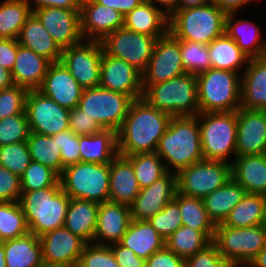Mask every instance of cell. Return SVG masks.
Returning a JSON list of instances; mask_svg holds the SVG:
<instances>
[{
    "mask_svg": "<svg viewBox=\"0 0 266 267\" xmlns=\"http://www.w3.org/2000/svg\"><path fill=\"white\" fill-rule=\"evenodd\" d=\"M172 116L151 106L143 98L134 100L117 132L118 154L130 156L156 152Z\"/></svg>",
    "mask_w": 266,
    "mask_h": 267,
    "instance_id": "6da1fadb",
    "label": "cell"
},
{
    "mask_svg": "<svg viewBox=\"0 0 266 267\" xmlns=\"http://www.w3.org/2000/svg\"><path fill=\"white\" fill-rule=\"evenodd\" d=\"M156 153L174 167L176 174L204 160L197 116H172Z\"/></svg>",
    "mask_w": 266,
    "mask_h": 267,
    "instance_id": "7a4b0ae2",
    "label": "cell"
},
{
    "mask_svg": "<svg viewBox=\"0 0 266 267\" xmlns=\"http://www.w3.org/2000/svg\"><path fill=\"white\" fill-rule=\"evenodd\" d=\"M21 192L19 203L30 233L40 237L64 226L70 197L62 190L60 181L51 187Z\"/></svg>",
    "mask_w": 266,
    "mask_h": 267,
    "instance_id": "3957f363",
    "label": "cell"
},
{
    "mask_svg": "<svg viewBox=\"0 0 266 267\" xmlns=\"http://www.w3.org/2000/svg\"><path fill=\"white\" fill-rule=\"evenodd\" d=\"M226 14L213 2L175 11L168 21V31L176 38L209 45L222 36Z\"/></svg>",
    "mask_w": 266,
    "mask_h": 267,
    "instance_id": "277c9868",
    "label": "cell"
},
{
    "mask_svg": "<svg viewBox=\"0 0 266 267\" xmlns=\"http://www.w3.org/2000/svg\"><path fill=\"white\" fill-rule=\"evenodd\" d=\"M142 98L156 109L171 116H197V77L186 73L168 81L147 86Z\"/></svg>",
    "mask_w": 266,
    "mask_h": 267,
    "instance_id": "5b68a950",
    "label": "cell"
},
{
    "mask_svg": "<svg viewBox=\"0 0 266 267\" xmlns=\"http://www.w3.org/2000/svg\"><path fill=\"white\" fill-rule=\"evenodd\" d=\"M238 75L237 72L212 67L197 74L200 113L237 111L241 107V81Z\"/></svg>",
    "mask_w": 266,
    "mask_h": 267,
    "instance_id": "8992f818",
    "label": "cell"
},
{
    "mask_svg": "<svg viewBox=\"0 0 266 267\" xmlns=\"http://www.w3.org/2000/svg\"><path fill=\"white\" fill-rule=\"evenodd\" d=\"M70 197L103 203L109 201L110 163L79 162L66 166L59 177Z\"/></svg>",
    "mask_w": 266,
    "mask_h": 267,
    "instance_id": "52a82bcc",
    "label": "cell"
},
{
    "mask_svg": "<svg viewBox=\"0 0 266 267\" xmlns=\"http://www.w3.org/2000/svg\"><path fill=\"white\" fill-rule=\"evenodd\" d=\"M204 160L225 161L236 157L237 111L197 115Z\"/></svg>",
    "mask_w": 266,
    "mask_h": 267,
    "instance_id": "ba28073f",
    "label": "cell"
},
{
    "mask_svg": "<svg viewBox=\"0 0 266 267\" xmlns=\"http://www.w3.org/2000/svg\"><path fill=\"white\" fill-rule=\"evenodd\" d=\"M212 242L231 266H247L266 246V225L236 228L217 224Z\"/></svg>",
    "mask_w": 266,
    "mask_h": 267,
    "instance_id": "9c48e42d",
    "label": "cell"
},
{
    "mask_svg": "<svg viewBox=\"0 0 266 267\" xmlns=\"http://www.w3.org/2000/svg\"><path fill=\"white\" fill-rule=\"evenodd\" d=\"M133 101L126 94L97 86L83 89L78 107L102 129L118 132Z\"/></svg>",
    "mask_w": 266,
    "mask_h": 267,
    "instance_id": "30bf717a",
    "label": "cell"
},
{
    "mask_svg": "<svg viewBox=\"0 0 266 267\" xmlns=\"http://www.w3.org/2000/svg\"><path fill=\"white\" fill-rule=\"evenodd\" d=\"M231 163L202 160L176 174L177 192L204 199L231 179Z\"/></svg>",
    "mask_w": 266,
    "mask_h": 267,
    "instance_id": "8fae6325",
    "label": "cell"
},
{
    "mask_svg": "<svg viewBox=\"0 0 266 267\" xmlns=\"http://www.w3.org/2000/svg\"><path fill=\"white\" fill-rule=\"evenodd\" d=\"M159 37L162 36H147L123 26L106 35L100 42L105 54L124 60L143 73Z\"/></svg>",
    "mask_w": 266,
    "mask_h": 267,
    "instance_id": "7c38bea8",
    "label": "cell"
},
{
    "mask_svg": "<svg viewBox=\"0 0 266 267\" xmlns=\"http://www.w3.org/2000/svg\"><path fill=\"white\" fill-rule=\"evenodd\" d=\"M103 47L100 41L84 39L62 50L61 62L83 89L99 86Z\"/></svg>",
    "mask_w": 266,
    "mask_h": 267,
    "instance_id": "4fadbf2b",
    "label": "cell"
},
{
    "mask_svg": "<svg viewBox=\"0 0 266 267\" xmlns=\"http://www.w3.org/2000/svg\"><path fill=\"white\" fill-rule=\"evenodd\" d=\"M25 112L30 132L53 136L69 129L70 110L61 107L39 90H28Z\"/></svg>",
    "mask_w": 266,
    "mask_h": 267,
    "instance_id": "5bb4252c",
    "label": "cell"
},
{
    "mask_svg": "<svg viewBox=\"0 0 266 267\" xmlns=\"http://www.w3.org/2000/svg\"><path fill=\"white\" fill-rule=\"evenodd\" d=\"M186 74L180 54V39L169 31L156 40L152 56L142 73L143 90L152 84L168 81Z\"/></svg>",
    "mask_w": 266,
    "mask_h": 267,
    "instance_id": "9a60e30c",
    "label": "cell"
},
{
    "mask_svg": "<svg viewBox=\"0 0 266 267\" xmlns=\"http://www.w3.org/2000/svg\"><path fill=\"white\" fill-rule=\"evenodd\" d=\"M44 265L77 267L87 244L64 226L48 231L39 237Z\"/></svg>",
    "mask_w": 266,
    "mask_h": 267,
    "instance_id": "2e32d148",
    "label": "cell"
},
{
    "mask_svg": "<svg viewBox=\"0 0 266 267\" xmlns=\"http://www.w3.org/2000/svg\"><path fill=\"white\" fill-rule=\"evenodd\" d=\"M32 13L62 50L84 40L81 32L80 10L42 7L33 10Z\"/></svg>",
    "mask_w": 266,
    "mask_h": 267,
    "instance_id": "e0dca14e",
    "label": "cell"
},
{
    "mask_svg": "<svg viewBox=\"0 0 266 267\" xmlns=\"http://www.w3.org/2000/svg\"><path fill=\"white\" fill-rule=\"evenodd\" d=\"M99 86L110 91L120 92L133 100L142 98V73L124 60L103 52Z\"/></svg>",
    "mask_w": 266,
    "mask_h": 267,
    "instance_id": "ac0fdd59",
    "label": "cell"
},
{
    "mask_svg": "<svg viewBox=\"0 0 266 267\" xmlns=\"http://www.w3.org/2000/svg\"><path fill=\"white\" fill-rule=\"evenodd\" d=\"M266 154V111L237 110L236 156Z\"/></svg>",
    "mask_w": 266,
    "mask_h": 267,
    "instance_id": "d6986e66",
    "label": "cell"
},
{
    "mask_svg": "<svg viewBox=\"0 0 266 267\" xmlns=\"http://www.w3.org/2000/svg\"><path fill=\"white\" fill-rule=\"evenodd\" d=\"M177 192L176 173L167 172L149 187L140 189L129 205L132 220H148L174 199Z\"/></svg>",
    "mask_w": 266,
    "mask_h": 267,
    "instance_id": "ffe728a7",
    "label": "cell"
},
{
    "mask_svg": "<svg viewBox=\"0 0 266 267\" xmlns=\"http://www.w3.org/2000/svg\"><path fill=\"white\" fill-rule=\"evenodd\" d=\"M38 90L68 110L78 106L83 92V88L61 61L50 64Z\"/></svg>",
    "mask_w": 266,
    "mask_h": 267,
    "instance_id": "44dd1931",
    "label": "cell"
},
{
    "mask_svg": "<svg viewBox=\"0 0 266 267\" xmlns=\"http://www.w3.org/2000/svg\"><path fill=\"white\" fill-rule=\"evenodd\" d=\"M131 221L128 205L111 201L100 203L92 243L106 246L110 243H119Z\"/></svg>",
    "mask_w": 266,
    "mask_h": 267,
    "instance_id": "7402d4cb",
    "label": "cell"
},
{
    "mask_svg": "<svg viewBox=\"0 0 266 267\" xmlns=\"http://www.w3.org/2000/svg\"><path fill=\"white\" fill-rule=\"evenodd\" d=\"M80 21L83 38L90 37V40L98 41L124 26V16L119 11L94 0H82Z\"/></svg>",
    "mask_w": 266,
    "mask_h": 267,
    "instance_id": "603a6c76",
    "label": "cell"
},
{
    "mask_svg": "<svg viewBox=\"0 0 266 267\" xmlns=\"http://www.w3.org/2000/svg\"><path fill=\"white\" fill-rule=\"evenodd\" d=\"M52 62L29 48L18 45L16 61L11 70L15 85L38 90Z\"/></svg>",
    "mask_w": 266,
    "mask_h": 267,
    "instance_id": "cb8c5ba5",
    "label": "cell"
},
{
    "mask_svg": "<svg viewBox=\"0 0 266 267\" xmlns=\"http://www.w3.org/2000/svg\"><path fill=\"white\" fill-rule=\"evenodd\" d=\"M241 77V107L266 111V56L252 58Z\"/></svg>",
    "mask_w": 266,
    "mask_h": 267,
    "instance_id": "d4e9b609",
    "label": "cell"
},
{
    "mask_svg": "<svg viewBox=\"0 0 266 267\" xmlns=\"http://www.w3.org/2000/svg\"><path fill=\"white\" fill-rule=\"evenodd\" d=\"M231 163L232 178L248 194L266 195V154L236 156Z\"/></svg>",
    "mask_w": 266,
    "mask_h": 267,
    "instance_id": "484cf974",
    "label": "cell"
},
{
    "mask_svg": "<svg viewBox=\"0 0 266 267\" xmlns=\"http://www.w3.org/2000/svg\"><path fill=\"white\" fill-rule=\"evenodd\" d=\"M139 192L132 164L118 154L110 163L109 201L129 206Z\"/></svg>",
    "mask_w": 266,
    "mask_h": 267,
    "instance_id": "4316f807",
    "label": "cell"
},
{
    "mask_svg": "<svg viewBox=\"0 0 266 267\" xmlns=\"http://www.w3.org/2000/svg\"><path fill=\"white\" fill-rule=\"evenodd\" d=\"M4 246L6 267H42V245L38 236L27 233L21 237L0 242Z\"/></svg>",
    "mask_w": 266,
    "mask_h": 267,
    "instance_id": "83f0119b",
    "label": "cell"
},
{
    "mask_svg": "<svg viewBox=\"0 0 266 267\" xmlns=\"http://www.w3.org/2000/svg\"><path fill=\"white\" fill-rule=\"evenodd\" d=\"M119 243L145 261L165 247V239L147 220H132Z\"/></svg>",
    "mask_w": 266,
    "mask_h": 267,
    "instance_id": "f1b7e54d",
    "label": "cell"
},
{
    "mask_svg": "<svg viewBox=\"0 0 266 267\" xmlns=\"http://www.w3.org/2000/svg\"><path fill=\"white\" fill-rule=\"evenodd\" d=\"M17 41L23 47L31 49L51 62L61 60L62 49L33 13L20 30Z\"/></svg>",
    "mask_w": 266,
    "mask_h": 267,
    "instance_id": "f546056e",
    "label": "cell"
},
{
    "mask_svg": "<svg viewBox=\"0 0 266 267\" xmlns=\"http://www.w3.org/2000/svg\"><path fill=\"white\" fill-rule=\"evenodd\" d=\"M168 21L161 8L144 1L124 16V27L147 36H164L168 32Z\"/></svg>",
    "mask_w": 266,
    "mask_h": 267,
    "instance_id": "4dcf8cb0",
    "label": "cell"
},
{
    "mask_svg": "<svg viewBox=\"0 0 266 267\" xmlns=\"http://www.w3.org/2000/svg\"><path fill=\"white\" fill-rule=\"evenodd\" d=\"M82 162L108 164L118 155L117 132L102 129L93 135L79 136Z\"/></svg>",
    "mask_w": 266,
    "mask_h": 267,
    "instance_id": "1f68e13d",
    "label": "cell"
},
{
    "mask_svg": "<svg viewBox=\"0 0 266 267\" xmlns=\"http://www.w3.org/2000/svg\"><path fill=\"white\" fill-rule=\"evenodd\" d=\"M99 203L70 198L64 227L79 236L86 243H91L96 229Z\"/></svg>",
    "mask_w": 266,
    "mask_h": 267,
    "instance_id": "d6a6232c",
    "label": "cell"
},
{
    "mask_svg": "<svg viewBox=\"0 0 266 267\" xmlns=\"http://www.w3.org/2000/svg\"><path fill=\"white\" fill-rule=\"evenodd\" d=\"M234 15L235 13L226 14L224 33L232 38L250 59L266 56V43L259 42L261 31L256 24L243 19L233 23Z\"/></svg>",
    "mask_w": 266,
    "mask_h": 267,
    "instance_id": "836d02e7",
    "label": "cell"
},
{
    "mask_svg": "<svg viewBox=\"0 0 266 267\" xmlns=\"http://www.w3.org/2000/svg\"><path fill=\"white\" fill-rule=\"evenodd\" d=\"M245 189L231 179L220 188L207 195L203 201L205 209L215 225L224 223L231 210L245 196Z\"/></svg>",
    "mask_w": 266,
    "mask_h": 267,
    "instance_id": "e575fe53",
    "label": "cell"
},
{
    "mask_svg": "<svg viewBox=\"0 0 266 267\" xmlns=\"http://www.w3.org/2000/svg\"><path fill=\"white\" fill-rule=\"evenodd\" d=\"M266 223V195L246 193L231 210L224 224L229 227L248 228Z\"/></svg>",
    "mask_w": 266,
    "mask_h": 267,
    "instance_id": "d590c367",
    "label": "cell"
},
{
    "mask_svg": "<svg viewBox=\"0 0 266 267\" xmlns=\"http://www.w3.org/2000/svg\"><path fill=\"white\" fill-rule=\"evenodd\" d=\"M215 231H199L182 225L165 239V246L186 259L212 243Z\"/></svg>",
    "mask_w": 266,
    "mask_h": 267,
    "instance_id": "8d00e7d4",
    "label": "cell"
},
{
    "mask_svg": "<svg viewBox=\"0 0 266 267\" xmlns=\"http://www.w3.org/2000/svg\"><path fill=\"white\" fill-rule=\"evenodd\" d=\"M212 68L237 72L238 68L250 58L245 55L236 42L225 33L208 45Z\"/></svg>",
    "mask_w": 266,
    "mask_h": 267,
    "instance_id": "74e56055",
    "label": "cell"
},
{
    "mask_svg": "<svg viewBox=\"0 0 266 267\" xmlns=\"http://www.w3.org/2000/svg\"><path fill=\"white\" fill-rule=\"evenodd\" d=\"M26 142L33 161L51 168L59 176L62 174L65 167L62 165L61 153L60 148L57 147L56 135L47 136L30 132Z\"/></svg>",
    "mask_w": 266,
    "mask_h": 267,
    "instance_id": "f35d334b",
    "label": "cell"
},
{
    "mask_svg": "<svg viewBox=\"0 0 266 267\" xmlns=\"http://www.w3.org/2000/svg\"><path fill=\"white\" fill-rule=\"evenodd\" d=\"M32 14L26 0H5L0 4V38L17 39L27 18Z\"/></svg>",
    "mask_w": 266,
    "mask_h": 267,
    "instance_id": "ab89813d",
    "label": "cell"
},
{
    "mask_svg": "<svg viewBox=\"0 0 266 267\" xmlns=\"http://www.w3.org/2000/svg\"><path fill=\"white\" fill-rule=\"evenodd\" d=\"M131 164L140 189L149 187L156 180L171 172L156 152L124 156Z\"/></svg>",
    "mask_w": 266,
    "mask_h": 267,
    "instance_id": "60d3db41",
    "label": "cell"
},
{
    "mask_svg": "<svg viewBox=\"0 0 266 267\" xmlns=\"http://www.w3.org/2000/svg\"><path fill=\"white\" fill-rule=\"evenodd\" d=\"M174 200L179 204L182 225L199 231H215L216 225L209 217L203 199L176 192Z\"/></svg>",
    "mask_w": 266,
    "mask_h": 267,
    "instance_id": "b9f144b4",
    "label": "cell"
},
{
    "mask_svg": "<svg viewBox=\"0 0 266 267\" xmlns=\"http://www.w3.org/2000/svg\"><path fill=\"white\" fill-rule=\"evenodd\" d=\"M29 233V226L19 202H0V242Z\"/></svg>",
    "mask_w": 266,
    "mask_h": 267,
    "instance_id": "7bdbcfd3",
    "label": "cell"
},
{
    "mask_svg": "<svg viewBox=\"0 0 266 267\" xmlns=\"http://www.w3.org/2000/svg\"><path fill=\"white\" fill-rule=\"evenodd\" d=\"M180 54L186 73L197 75L211 68L206 44L180 39Z\"/></svg>",
    "mask_w": 266,
    "mask_h": 267,
    "instance_id": "ee69618b",
    "label": "cell"
},
{
    "mask_svg": "<svg viewBox=\"0 0 266 267\" xmlns=\"http://www.w3.org/2000/svg\"><path fill=\"white\" fill-rule=\"evenodd\" d=\"M59 177L51 168L32 160L20 177L21 191H35L54 186L59 182Z\"/></svg>",
    "mask_w": 266,
    "mask_h": 267,
    "instance_id": "f6af8a7d",
    "label": "cell"
},
{
    "mask_svg": "<svg viewBox=\"0 0 266 267\" xmlns=\"http://www.w3.org/2000/svg\"><path fill=\"white\" fill-rule=\"evenodd\" d=\"M31 161L27 142L11 143L0 147V166L7 168L19 177H21Z\"/></svg>",
    "mask_w": 266,
    "mask_h": 267,
    "instance_id": "bcb514c9",
    "label": "cell"
},
{
    "mask_svg": "<svg viewBox=\"0 0 266 267\" xmlns=\"http://www.w3.org/2000/svg\"><path fill=\"white\" fill-rule=\"evenodd\" d=\"M29 134L26 112L0 120V147L11 143L26 142Z\"/></svg>",
    "mask_w": 266,
    "mask_h": 267,
    "instance_id": "7dc6e473",
    "label": "cell"
},
{
    "mask_svg": "<svg viewBox=\"0 0 266 267\" xmlns=\"http://www.w3.org/2000/svg\"><path fill=\"white\" fill-rule=\"evenodd\" d=\"M147 221L164 239H167L182 226L179 204L173 199Z\"/></svg>",
    "mask_w": 266,
    "mask_h": 267,
    "instance_id": "c3c4849f",
    "label": "cell"
},
{
    "mask_svg": "<svg viewBox=\"0 0 266 267\" xmlns=\"http://www.w3.org/2000/svg\"><path fill=\"white\" fill-rule=\"evenodd\" d=\"M77 267H120L111 248L106 245L87 243Z\"/></svg>",
    "mask_w": 266,
    "mask_h": 267,
    "instance_id": "681fc988",
    "label": "cell"
},
{
    "mask_svg": "<svg viewBox=\"0 0 266 267\" xmlns=\"http://www.w3.org/2000/svg\"><path fill=\"white\" fill-rule=\"evenodd\" d=\"M27 93L26 88L15 84L0 90V120L24 113Z\"/></svg>",
    "mask_w": 266,
    "mask_h": 267,
    "instance_id": "f907efd6",
    "label": "cell"
},
{
    "mask_svg": "<svg viewBox=\"0 0 266 267\" xmlns=\"http://www.w3.org/2000/svg\"><path fill=\"white\" fill-rule=\"evenodd\" d=\"M56 142L64 167L81 162L79 135L68 129L56 134Z\"/></svg>",
    "mask_w": 266,
    "mask_h": 267,
    "instance_id": "816d5d0a",
    "label": "cell"
},
{
    "mask_svg": "<svg viewBox=\"0 0 266 267\" xmlns=\"http://www.w3.org/2000/svg\"><path fill=\"white\" fill-rule=\"evenodd\" d=\"M184 267H231L212 242L205 249L184 259Z\"/></svg>",
    "mask_w": 266,
    "mask_h": 267,
    "instance_id": "f5cc1de1",
    "label": "cell"
},
{
    "mask_svg": "<svg viewBox=\"0 0 266 267\" xmlns=\"http://www.w3.org/2000/svg\"><path fill=\"white\" fill-rule=\"evenodd\" d=\"M21 194L20 177L0 166V202H19Z\"/></svg>",
    "mask_w": 266,
    "mask_h": 267,
    "instance_id": "db71d44e",
    "label": "cell"
},
{
    "mask_svg": "<svg viewBox=\"0 0 266 267\" xmlns=\"http://www.w3.org/2000/svg\"><path fill=\"white\" fill-rule=\"evenodd\" d=\"M69 129L76 135H93L102 128L90 117L84 114L78 106L69 112Z\"/></svg>",
    "mask_w": 266,
    "mask_h": 267,
    "instance_id": "11a10c76",
    "label": "cell"
},
{
    "mask_svg": "<svg viewBox=\"0 0 266 267\" xmlns=\"http://www.w3.org/2000/svg\"><path fill=\"white\" fill-rule=\"evenodd\" d=\"M145 267H184V259L165 246L146 260Z\"/></svg>",
    "mask_w": 266,
    "mask_h": 267,
    "instance_id": "9f6ffc18",
    "label": "cell"
},
{
    "mask_svg": "<svg viewBox=\"0 0 266 267\" xmlns=\"http://www.w3.org/2000/svg\"><path fill=\"white\" fill-rule=\"evenodd\" d=\"M109 247L120 267H145L146 261L138 257L131 249L120 243L110 244Z\"/></svg>",
    "mask_w": 266,
    "mask_h": 267,
    "instance_id": "6f0895ef",
    "label": "cell"
},
{
    "mask_svg": "<svg viewBox=\"0 0 266 267\" xmlns=\"http://www.w3.org/2000/svg\"><path fill=\"white\" fill-rule=\"evenodd\" d=\"M18 45L17 39L0 38V64L10 71L15 65Z\"/></svg>",
    "mask_w": 266,
    "mask_h": 267,
    "instance_id": "680465c9",
    "label": "cell"
},
{
    "mask_svg": "<svg viewBox=\"0 0 266 267\" xmlns=\"http://www.w3.org/2000/svg\"><path fill=\"white\" fill-rule=\"evenodd\" d=\"M33 1L35 2L36 7H31ZM26 2L30 5L31 10L39 9L42 7H57L64 8L70 10H80L82 0H26Z\"/></svg>",
    "mask_w": 266,
    "mask_h": 267,
    "instance_id": "91938a15",
    "label": "cell"
},
{
    "mask_svg": "<svg viewBox=\"0 0 266 267\" xmlns=\"http://www.w3.org/2000/svg\"><path fill=\"white\" fill-rule=\"evenodd\" d=\"M96 3L119 11L123 16L134 10L145 0H94Z\"/></svg>",
    "mask_w": 266,
    "mask_h": 267,
    "instance_id": "94428289",
    "label": "cell"
},
{
    "mask_svg": "<svg viewBox=\"0 0 266 267\" xmlns=\"http://www.w3.org/2000/svg\"><path fill=\"white\" fill-rule=\"evenodd\" d=\"M254 0H211L225 14L236 13L247 3Z\"/></svg>",
    "mask_w": 266,
    "mask_h": 267,
    "instance_id": "6125c7cd",
    "label": "cell"
},
{
    "mask_svg": "<svg viewBox=\"0 0 266 267\" xmlns=\"http://www.w3.org/2000/svg\"><path fill=\"white\" fill-rule=\"evenodd\" d=\"M151 3L153 6H156L154 2L158 4H162L165 6V10L163 12L167 17H170L175 11H177V0H145Z\"/></svg>",
    "mask_w": 266,
    "mask_h": 267,
    "instance_id": "be15d7a7",
    "label": "cell"
},
{
    "mask_svg": "<svg viewBox=\"0 0 266 267\" xmlns=\"http://www.w3.org/2000/svg\"><path fill=\"white\" fill-rule=\"evenodd\" d=\"M13 85H14V82L12 79L11 71L4 68L0 64V90L9 88Z\"/></svg>",
    "mask_w": 266,
    "mask_h": 267,
    "instance_id": "e7e4bbea",
    "label": "cell"
},
{
    "mask_svg": "<svg viewBox=\"0 0 266 267\" xmlns=\"http://www.w3.org/2000/svg\"><path fill=\"white\" fill-rule=\"evenodd\" d=\"M211 0H177V10L189 7H197L210 3Z\"/></svg>",
    "mask_w": 266,
    "mask_h": 267,
    "instance_id": "03108f58",
    "label": "cell"
},
{
    "mask_svg": "<svg viewBox=\"0 0 266 267\" xmlns=\"http://www.w3.org/2000/svg\"><path fill=\"white\" fill-rule=\"evenodd\" d=\"M247 267H266V246L249 262Z\"/></svg>",
    "mask_w": 266,
    "mask_h": 267,
    "instance_id": "003e7915",
    "label": "cell"
},
{
    "mask_svg": "<svg viewBox=\"0 0 266 267\" xmlns=\"http://www.w3.org/2000/svg\"><path fill=\"white\" fill-rule=\"evenodd\" d=\"M0 267H6L4 246L0 243Z\"/></svg>",
    "mask_w": 266,
    "mask_h": 267,
    "instance_id": "a7ac6f4b",
    "label": "cell"
},
{
    "mask_svg": "<svg viewBox=\"0 0 266 267\" xmlns=\"http://www.w3.org/2000/svg\"><path fill=\"white\" fill-rule=\"evenodd\" d=\"M42 267H60V266H48V265H43Z\"/></svg>",
    "mask_w": 266,
    "mask_h": 267,
    "instance_id": "89a4df30",
    "label": "cell"
},
{
    "mask_svg": "<svg viewBox=\"0 0 266 267\" xmlns=\"http://www.w3.org/2000/svg\"><path fill=\"white\" fill-rule=\"evenodd\" d=\"M231 267H247V266H231Z\"/></svg>",
    "mask_w": 266,
    "mask_h": 267,
    "instance_id": "2644e50d",
    "label": "cell"
}]
</instances>
